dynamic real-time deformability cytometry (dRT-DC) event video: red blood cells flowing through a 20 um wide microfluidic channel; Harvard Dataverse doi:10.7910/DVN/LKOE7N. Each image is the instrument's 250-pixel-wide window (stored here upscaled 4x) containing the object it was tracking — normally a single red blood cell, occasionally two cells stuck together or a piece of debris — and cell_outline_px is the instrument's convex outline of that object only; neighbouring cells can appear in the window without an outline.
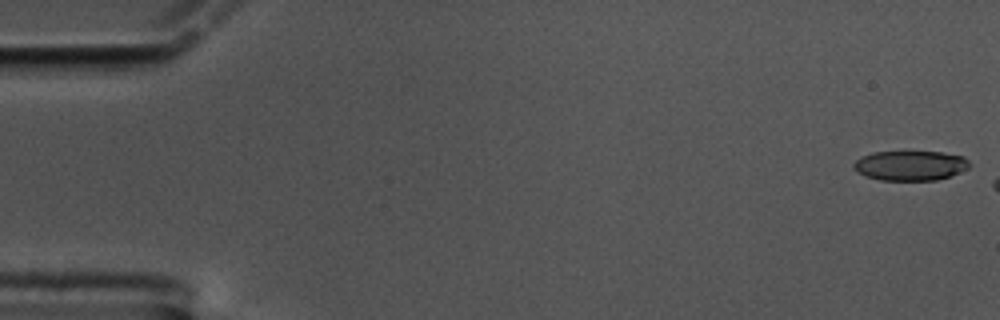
{"species": "common noctule bat (a hibernating species)", "species_latin": "Nyctalus noctula", "temperature_condition": "cold", "stored_images_in_passage": 10, "camera_frame_rate_fps": 3000, "um_per_image_px": 0.085, "animal": {"sex": "male", "body_mass_g": 17.5, "forearm_length_mm": 52.3}, "frame": {"image": 1, "passage_image": 1, "time_ms": 0.0, "image_size_px": [1000, 320], "cell_outline_px": [[972, 164], [968, 168], [960, 172], [936, 180], [880, 180], [864, 176], [856, 172], [852, 168], [852, 164], [860, 156], [872, 152], [940, 152], [964, 156]], "centroid_in_image_um": [77.34, 14.07], "position_along_channel_um": 7.7, "area_um2": 20.29}}